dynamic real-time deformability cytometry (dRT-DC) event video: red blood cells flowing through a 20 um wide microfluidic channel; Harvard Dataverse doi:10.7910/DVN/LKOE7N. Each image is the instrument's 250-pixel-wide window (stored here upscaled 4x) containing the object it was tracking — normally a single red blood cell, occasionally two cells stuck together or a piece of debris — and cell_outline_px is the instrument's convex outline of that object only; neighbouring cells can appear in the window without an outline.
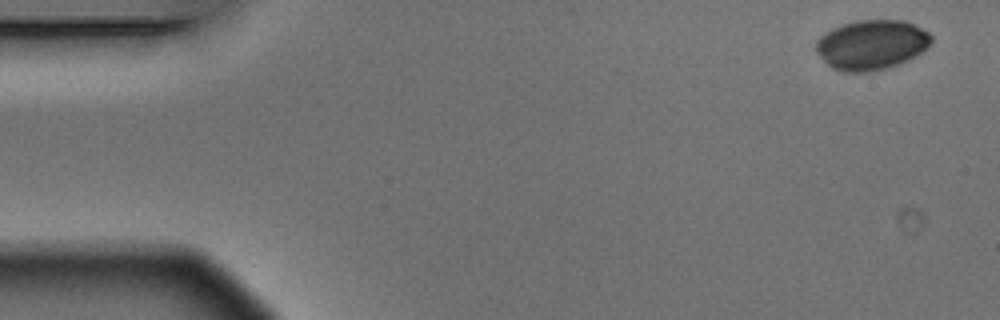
{"species": "Egyptian fruit bat (a non-hibernating species)", "species_latin": "Rousettus aegyptiacus", "temperature_condition": "warm", "stored_images_in_passage": 5, "camera_frame_rate_fps": 3000, "um_per_image_px": 0.085, "animal": {"sex": "male"}, "frame": {"image": 1, "passage_image": 1, "time_ms": 0.0, "image_size_px": [1000, 320], "cell_outline_px": [[932, 40], [928, 48], [908, 60], [884, 68], [868, 72], [844, 72], [832, 68], [816, 52], [816, 40], [820, 36], [832, 28], [856, 20], [904, 20], [928, 32], [932, 36]], "centroid_in_image_um": [74.07, 3.8], "position_along_channel_um": 10.9, "area_um2": 33.29}}